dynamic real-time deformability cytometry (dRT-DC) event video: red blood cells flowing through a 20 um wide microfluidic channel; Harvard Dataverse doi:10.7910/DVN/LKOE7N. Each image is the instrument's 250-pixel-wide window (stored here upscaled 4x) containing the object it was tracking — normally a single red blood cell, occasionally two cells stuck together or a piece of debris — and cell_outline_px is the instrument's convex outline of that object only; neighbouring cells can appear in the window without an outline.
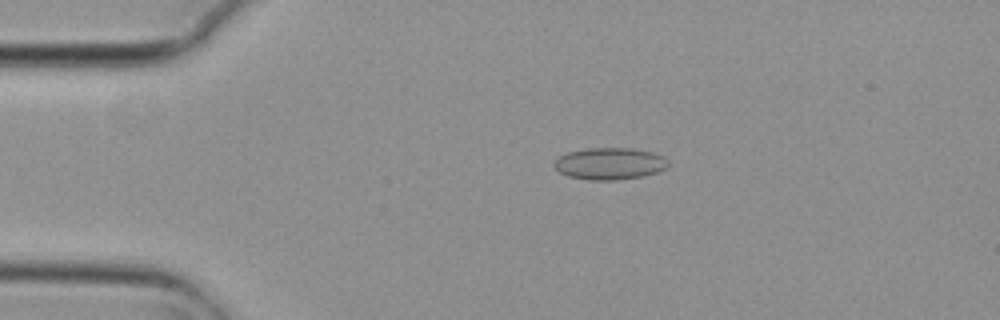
{"species": "common noctule bat (a hibernating species)", "species_latin": "Nyctalus noctula", "temperature_condition": "cold", "stored_images_in_passage": 5, "camera_frame_rate_fps": 3000, "um_per_image_px": 0.085, "animal": {"sex": "female", "body_mass_g": 29.2, "forearm_length_mm": 56.3}, "frame": {"image": 1, "passage_image": 3, "time_ms": 0.667, "image_size_px": [1000, 320], "cell_outline_px": [[668, 164], [664, 168], [656, 172], [644, 176], [616, 180], [592, 180], [568, 176], [560, 172], [552, 164], [560, 156], [568, 152], [588, 148], [632, 148], [652, 152], [664, 156], [668, 160]], "centroid_in_image_um": [51.83, 13.9], "position_along_channel_um": 33.2, "area_um2": 21.1}}
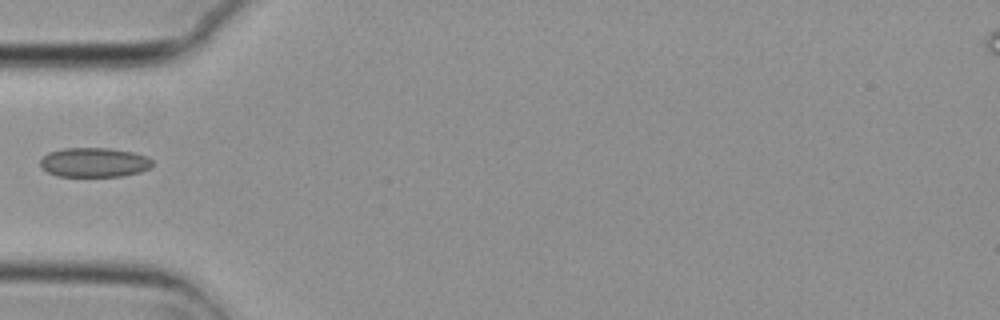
{"frame": {"image": 2, "passage_image": 5, "time_ms": 1.333, "image_size_px": [1000, 320], "cell_outline_px": [[152, 164], [148, 168], [140, 172], [120, 176], [56, 176], [48, 172], [40, 164], [40, 160], [48, 152], [64, 148], [112, 148], [132, 152], [148, 156], [152, 160]], "centroid_in_image_um": [8.01, 13.79], "position_along_channel_um": 77.0, "area_um2": 19.19}}